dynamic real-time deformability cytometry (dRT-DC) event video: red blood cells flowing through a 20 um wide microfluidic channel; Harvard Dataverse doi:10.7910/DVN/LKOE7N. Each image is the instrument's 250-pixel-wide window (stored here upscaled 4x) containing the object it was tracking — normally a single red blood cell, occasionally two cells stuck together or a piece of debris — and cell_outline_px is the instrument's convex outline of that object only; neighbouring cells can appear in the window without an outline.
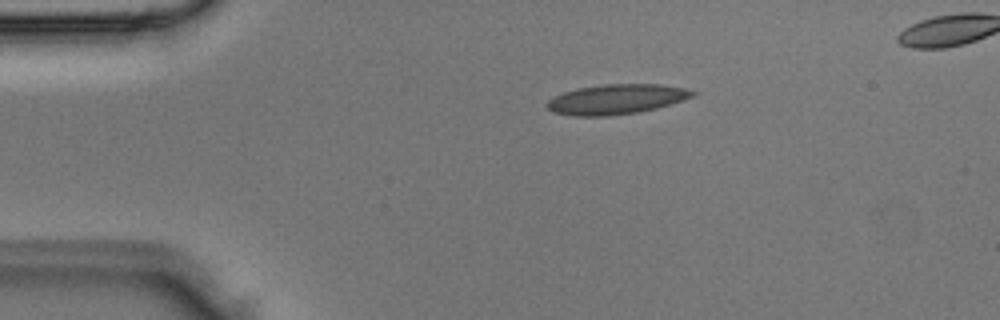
{"species": "Egyptian fruit bat (a non-hibernating species)", "species_latin": "Rousettus aegyptiacus", "temperature_condition": "room temperature", "stored_images_in_passage": 5, "camera_frame_rate_fps": 3000, "um_per_image_px": 0.085, "animal": {"sex": "male"}, "frame": {"image": 1, "passage_image": 3, "time_ms": 0.667, "image_size_px": [1000, 320], "cell_outline_px": [[696, 92], [692, 96], [656, 108], [636, 112], [608, 116], [572, 116], [552, 112], [548, 108], [548, 100], [564, 92], [580, 88], [604, 84], [660, 84], [684, 88]], "centroid_in_image_um": [52.35, 8.44], "position_along_channel_um": 32.6, "area_um2": 24.91}}